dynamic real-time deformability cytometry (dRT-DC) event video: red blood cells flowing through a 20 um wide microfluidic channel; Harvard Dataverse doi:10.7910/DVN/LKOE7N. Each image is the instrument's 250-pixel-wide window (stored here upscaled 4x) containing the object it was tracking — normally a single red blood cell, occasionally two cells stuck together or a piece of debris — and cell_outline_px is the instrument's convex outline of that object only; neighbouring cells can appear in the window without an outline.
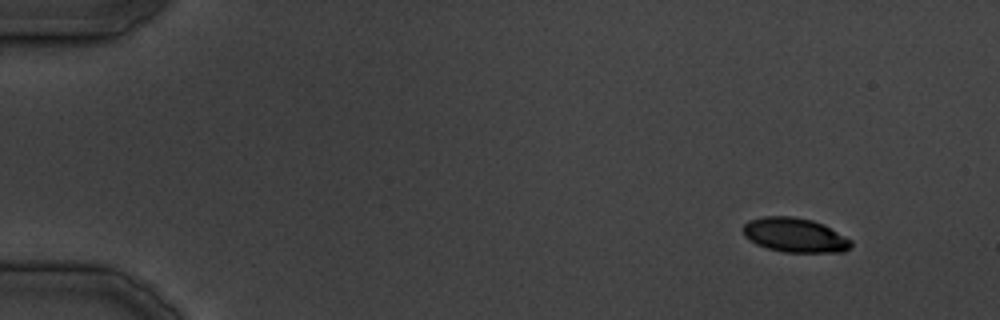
{"species": "common noctule bat (a hibernating species)", "species_latin": "Nyctalus noctula", "temperature_condition": "cold", "stored_images_in_passage": 37, "camera_frame_rate_fps": 3000, "um_per_image_px": 0.085, "animal": {"sex": "male", "body_mass_g": 19.5, "forearm_length_mm": 54.6}, "frame": {"image": 1, "passage_image": 4, "time_ms": 3.667, "image_size_px": [1000, 320], "cell_outline_px": [[852, 248], [844, 252], [784, 252], [768, 248], [756, 244], [744, 236], [744, 224], [748, 220], [764, 216], [792, 216], [812, 220], [824, 224], [852, 240]], "centroid_in_image_um": [67.59, 19.98], "position_along_channel_um": 17.4, "area_um2": 21.73}}
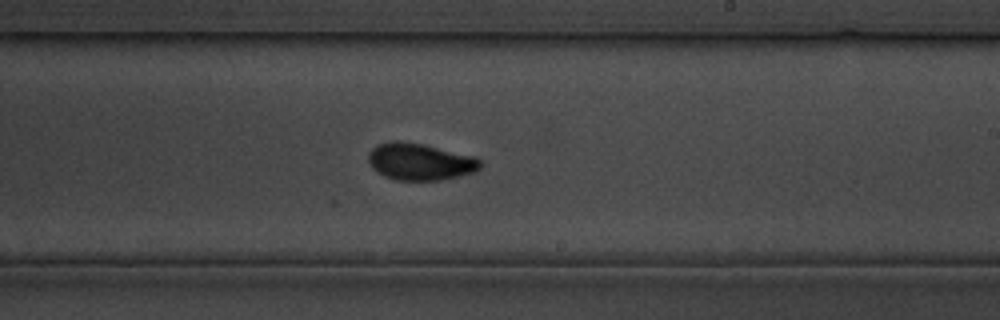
{"frame": {"image": 2, "passage_image": 23, "time_ms": 27.667, "image_size_px": [1000, 320], "cell_outline_px": [[480, 168], [476, 172], [436, 180], [396, 180], [384, 176], [376, 172], [372, 168], [368, 160], [368, 152], [376, 144], [392, 140], [400, 140], [420, 144], [476, 156], [480, 160]], "centroid_in_image_um": [35.65, 13.73], "position_along_channel_um": 253.3, "area_um2": 24.1}}
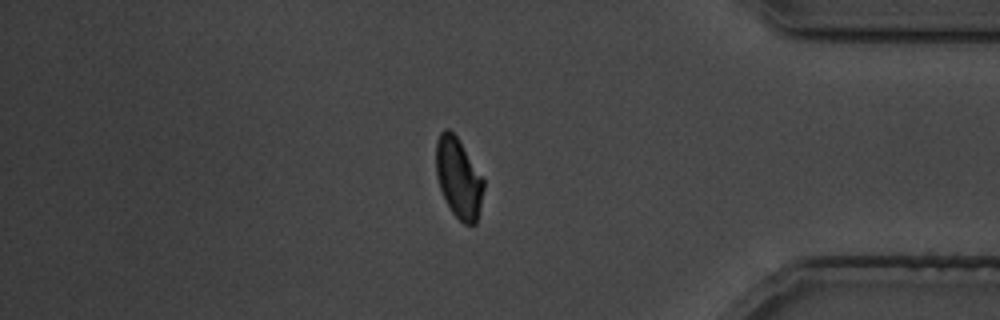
{"frame": {"image": 3, "passage_image": 32, "time_ms": 39.0, "image_size_px": [1000, 320], "cell_outline_px": [[484, 188], [476, 224], [464, 224], [452, 212], [440, 188], [436, 176], [436, 140], [440, 132], [444, 128], [448, 128], [456, 136], [484, 180]], "centroid_in_image_um": [38.96, 15.12], "position_along_channel_um": 396.2, "area_um2": 21.85}}